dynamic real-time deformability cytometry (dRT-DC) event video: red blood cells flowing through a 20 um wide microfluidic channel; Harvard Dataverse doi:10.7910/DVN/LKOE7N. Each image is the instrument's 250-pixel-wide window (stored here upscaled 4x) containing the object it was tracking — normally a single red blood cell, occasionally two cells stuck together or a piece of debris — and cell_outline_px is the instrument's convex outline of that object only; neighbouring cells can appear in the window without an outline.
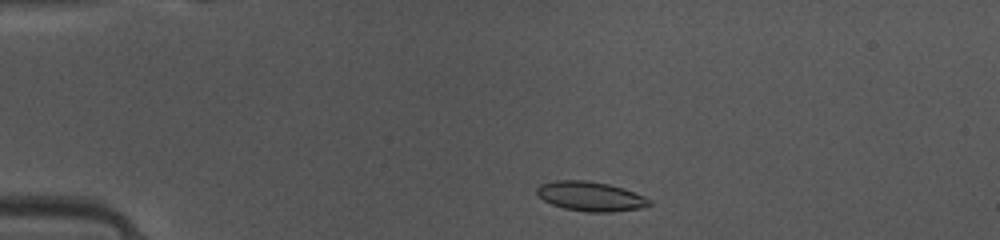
{"species": "common noctule bat (a hibernating species)", "species_latin": "Nyctalus noctula", "temperature_condition": "warm", "stored_images_in_passage": 39, "camera_frame_rate_fps": 3000, "um_per_image_px": 0.085, "animal": {"sex": "female", "body_mass_g": 10.0, "forearm_length_mm": 53.1}, "frame": {"image": 1, "passage_image": 1, "time_ms": 0.0, "image_size_px": [1000, 240], "cell_outline_px": [[652, 204], [640, 208], [612, 212], [584, 212], [564, 208], [552, 204], [544, 200], [536, 192], [536, 188], [540, 184], [556, 180], [588, 180], [608, 184], [624, 188], [644, 196], [652, 200]], "centroid_in_image_um": [50.21, 16.69], "position_along_channel_um": 34.8, "area_um2": 19.42}}
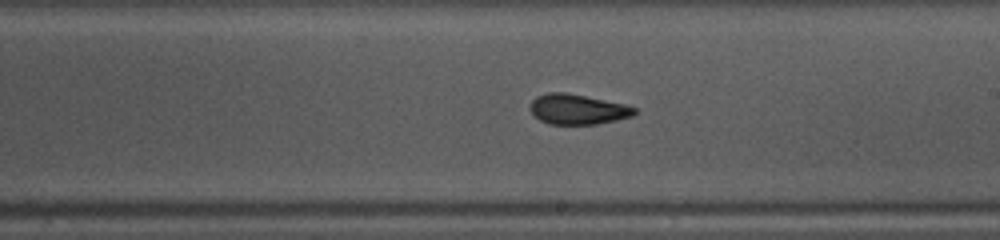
{"frame": {"image": 2, "passage_image": 19, "time_ms": 6.0, "image_size_px": [1000, 240], "cell_outline_px": [[636, 112], [632, 116], [616, 120], [596, 124], [548, 124], [540, 120], [528, 108], [532, 100], [536, 96], [548, 92], [564, 92], [624, 104], [636, 108]], "centroid_in_image_um": [49.06, 9.29], "position_along_channel_um": 239.9, "area_um2": 18.21}}
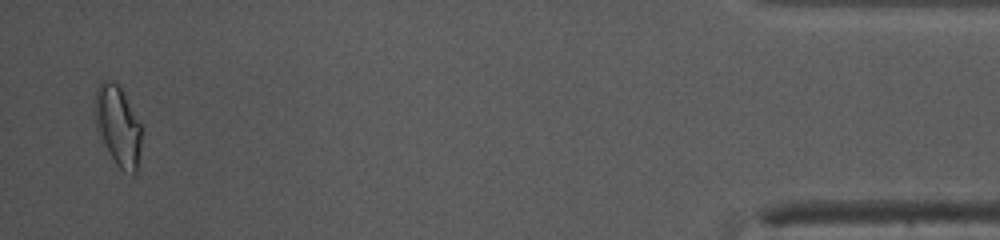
{"frame": {"image": 3, "passage_image": 38, "time_ms": 12.333, "image_size_px": [1000, 240], "cell_outline_px": [[140, 148], [136, 172], [132, 176], [124, 172], [116, 164], [96, 128], [96, 88], [100, 80], [112, 80], [120, 88], [140, 124]], "centroid_in_image_um": [10.02, 10.71], "position_along_channel_um": 425.2, "area_um2": 20.98}, "authors_computed_cell_mechanics": {"area_um2": 19.0162, "velocity_mm_per_s": 4.1097, "shape_relaxation_time_tau1_ms": 3.4276, "shape_relaxation_time_tau2_ms": 1.615, "deformation_change_tau1": 0.1432, "deformation_change_tau2": 0.0847}}